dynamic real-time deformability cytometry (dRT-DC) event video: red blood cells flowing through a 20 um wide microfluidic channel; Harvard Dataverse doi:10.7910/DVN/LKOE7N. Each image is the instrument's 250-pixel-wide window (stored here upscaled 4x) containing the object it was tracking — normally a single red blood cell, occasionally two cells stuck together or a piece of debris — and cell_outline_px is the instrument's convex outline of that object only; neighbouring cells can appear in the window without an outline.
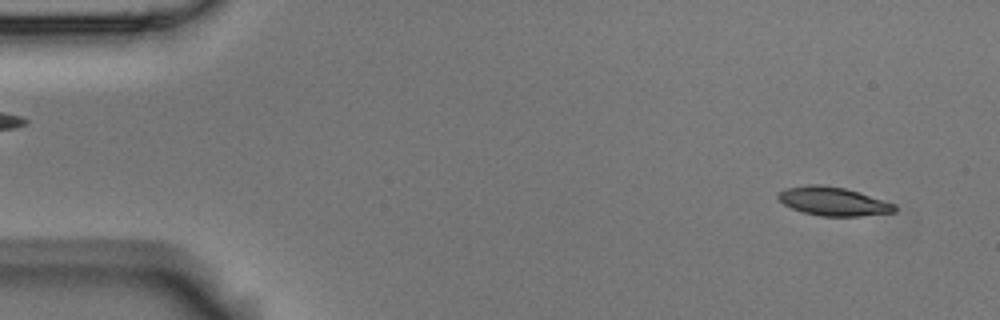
{"species": "Egyptian fruit bat (a non-hibernating species)", "species_latin": "Rousettus aegyptiacus", "temperature_condition": "room temperature", "stored_images_in_passage": 4, "camera_frame_rate_fps": 3000, "um_per_image_px": 0.085, "animal": {"sex": "male"}, "frame": {"image": 1, "passage_image": 1, "time_ms": 0.0, "image_size_px": [1000, 320], "cell_outline_px": [[896, 212], [860, 216], [820, 216], [804, 212], [792, 208], [784, 204], [776, 196], [784, 188], [808, 184], [820, 184], [844, 188], [860, 192], [896, 204]], "centroid_in_image_um": [70.84, 17.11], "position_along_channel_um": 14.2, "area_um2": 19.48}}